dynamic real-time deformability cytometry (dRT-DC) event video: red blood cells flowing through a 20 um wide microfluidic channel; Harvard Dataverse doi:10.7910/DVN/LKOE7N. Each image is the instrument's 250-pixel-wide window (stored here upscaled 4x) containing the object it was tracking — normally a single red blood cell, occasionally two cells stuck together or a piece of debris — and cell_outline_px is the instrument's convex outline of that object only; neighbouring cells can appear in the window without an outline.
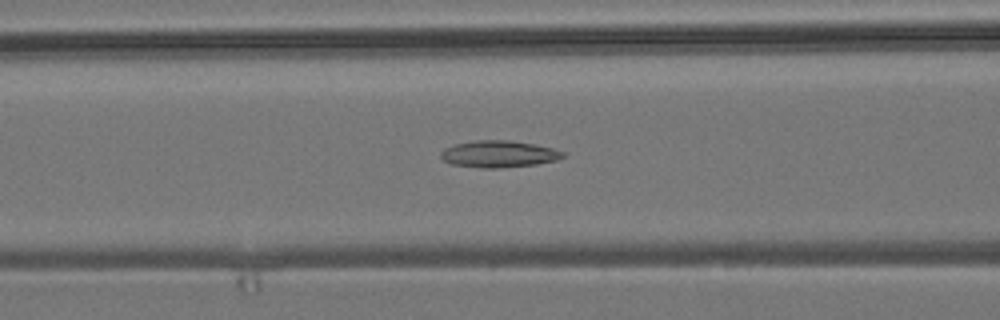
{"species": "common noctule bat (a hibernating species)", "species_latin": "Nyctalus noctula", "temperature_condition": "room temperature", "stored_images_in_passage": 52, "camera_frame_rate_fps": 3000, "um_per_image_px": 0.085, "animal": {"sex": "male", "body_mass_g": 19.2, "forearm_length_mm": 51.8}, "frame": {"image": 1, "passage_image": 19, "time_ms": 6.0, "image_size_px": [1000, 320], "cell_outline_px": [[564, 156], [556, 160], [536, 164], [500, 168], [480, 168], [452, 164], [444, 160], [440, 156], [440, 152], [444, 148], [456, 144], [472, 140], [512, 140], [536, 144], [552, 148], [564, 152]], "centroid_in_image_um": [42.38, 13.08], "position_along_channel_um": 124.2, "area_um2": 19.13}}
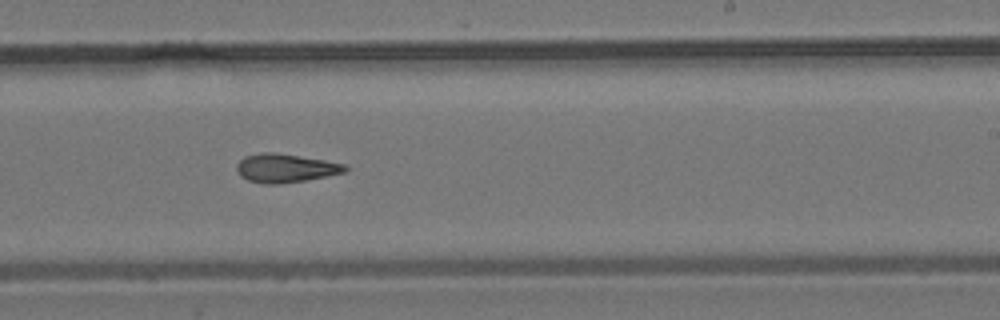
{"frame": {"image": 2, "passage_image": 30, "time_ms": 9.667, "image_size_px": [1000, 320], "cell_outline_px": [[348, 168], [344, 172], [328, 176], [280, 184], [264, 184], [248, 180], [240, 176], [236, 168], [236, 164], [244, 156], [260, 152], [276, 152], [324, 160], [344, 164]], "centroid_in_image_um": [24.22, 14.28], "position_along_channel_um": 264.8, "area_um2": 18.09}}
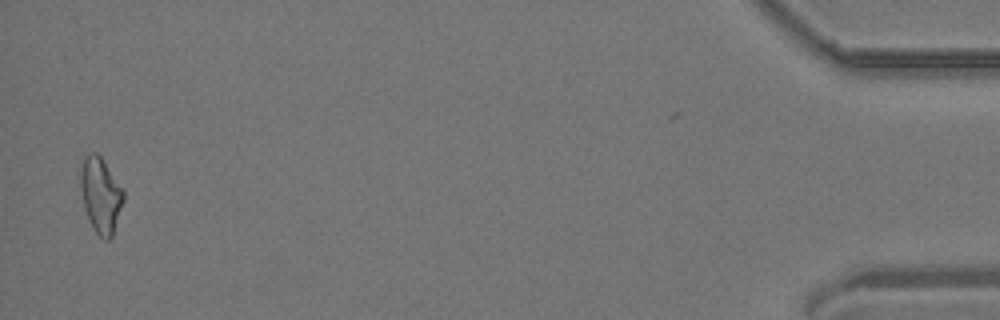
{"frame": {"image": 3, "passage_image": 50, "time_ms": 16.333, "image_size_px": [1000, 320], "cell_outline_px": [[124, 200], [112, 236], [108, 240], [104, 240], [92, 228], [88, 220], [84, 208], [80, 188], [80, 172], [84, 156], [92, 152], [96, 152], [100, 156], [124, 192]], "centroid_in_image_um": [8.53, 16.61], "position_along_channel_um": 426.7, "area_um2": 18.73}, "authors_computed_cell_mechanics": {"area_um2": 18.3226, "velocity_mm_per_s": 3.8309, "shape_relaxation_time_tau1_ms": null, "shape_relaxation_time_tau2_ms": 4.6841, "deformation_change_tau1": null, "deformation_change_tau2": 0.1527}}